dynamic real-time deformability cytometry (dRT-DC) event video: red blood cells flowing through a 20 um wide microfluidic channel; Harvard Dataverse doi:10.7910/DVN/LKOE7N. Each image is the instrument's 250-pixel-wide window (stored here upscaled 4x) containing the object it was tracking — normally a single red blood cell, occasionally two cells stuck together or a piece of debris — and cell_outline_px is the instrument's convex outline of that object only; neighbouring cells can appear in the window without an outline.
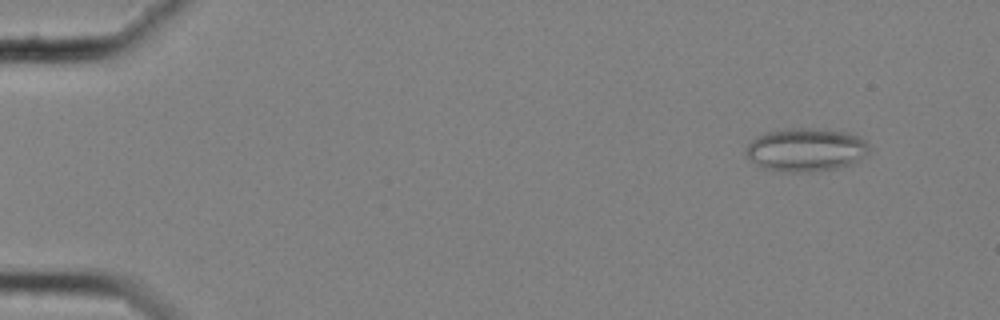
{"species": "common noctule bat (a hibernating species)", "species_latin": "Nyctalus noctula", "temperature_condition": "cold", "stored_images_in_passage": 58, "camera_frame_rate_fps": 3000, "um_per_image_px": 0.085, "animal": {"sex": "female", "body_mass_g": 25.1}, "frame": {"image": 1, "passage_image": 6, "time_ms": 1.667, "image_size_px": [1000, 320], "cell_outline_px": [[872, 148], [868, 152], [852, 164], [836, 168], [800, 172], [788, 172], [764, 168], [756, 164], [748, 156], [748, 144], [752, 140], [768, 132], [792, 128], [812, 128], [848, 132], [864, 140]], "centroid_in_image_um": [68.55, 12.72], "position_along_channel_um": 16.5, "area_um2": 30.52}}
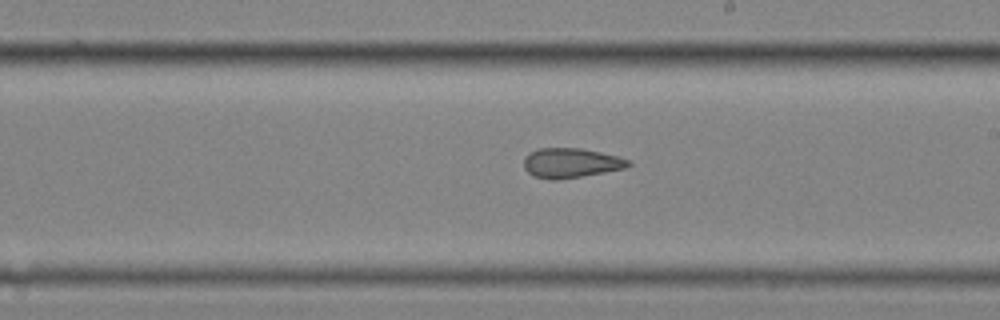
{"frame": {"image": 2, "passage_image": 35, "time_ms": 11.333, "image_size_px": [1000, 320], "cell_outline_px": [[632, 164], [628, 168], [556, 180], [552, 180], [532, 176], [524, 168], [524, 156], [528, 152], [540, 148], [580, 148], [600, 152], [616, 156], [628, 160]], "centroid_in_image_um": [48.49, 13.85], "position_along_channel_um": 240.5, "area_um2": 18.09}}
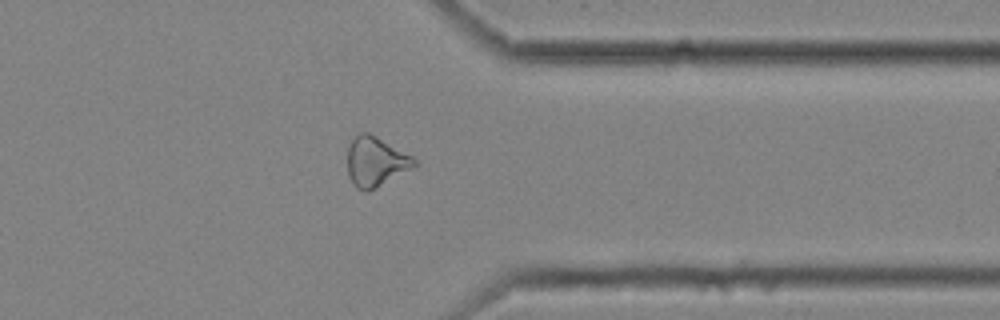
{"frame": {"image": 3, "passage_image": 47, "time_ms": 15.333, "image_size_px": [1000, 320], "cell_outline_px": [[416, 164], [368, 192], [364, 192], [356, 188], [352, 184], [348, 176], [348, 148], [352, 140], [360, 132], [368, 132], [376, 136], [412, 156], [416, 160]], "centroid_in_image_um": [31.87, 13.74], "position_along_channel_um": 379.5, "area_um2": 18.9}, "authors_computed_cell_mechanics": {"area_um2": 20.4901, "velocity_mm_per_s": 3.5543, "shape_relaxation_time_tau1_ms": null, "shape_relaxation_time_tau2_ms": 2.0114, "deformation_change_tau1": null, "deformation_change_tau2": 0.0824}}